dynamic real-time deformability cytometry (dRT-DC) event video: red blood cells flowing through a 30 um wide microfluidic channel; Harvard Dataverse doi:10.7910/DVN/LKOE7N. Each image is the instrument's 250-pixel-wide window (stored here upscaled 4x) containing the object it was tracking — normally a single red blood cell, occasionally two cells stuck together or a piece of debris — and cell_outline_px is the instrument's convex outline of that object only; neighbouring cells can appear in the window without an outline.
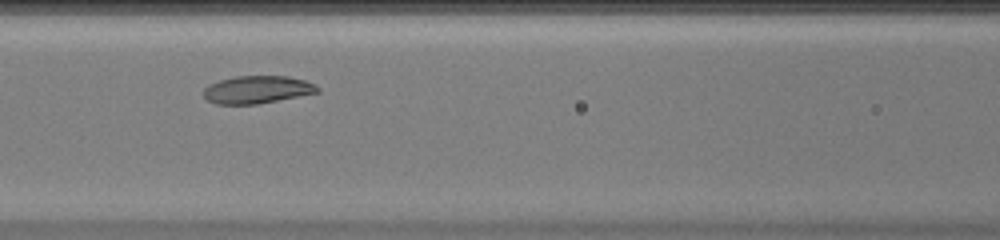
{"species": "common noctule bat (a hibernating species)", "species_latin": "Nyctalus noctula", "temperature_condition": "warm", "stored_images_in_passage": 33, "camera_frame_rate_fps": 3000, "um_per_image_px": 0.085, "animal": {"sex": "female", "body_mass_g": 20.0, "forearm_length_mm": 54.0}, "frame": {"image": 1, "passage_image": 10, "time_ms": 3.0, "image_size_px": [1000, 240], "cell_outline_px": [[320, 92], [256, 104], [216, 104], [208, 100], [204, 96], [204, 88], [208, 84], [220, 80], [236, 76], [288, 76], [304, 80], [316, 84], [320, 88]], "centroid_in_image_um": [21.87, 7.61], "position_along_channel_um": 144.7, "area_um2": 18.32}}
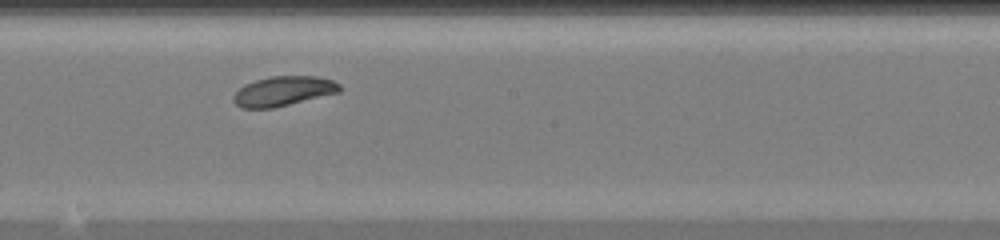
{"frame": {"image": 2, "passage_image": 16, "time_ms": 5.0, "image_size_px": [1000, 240], "cell_outline_px": [[340, 92], [272, 108], [240, 108], [232, 100], [232, 96], [244, 84], [268, 76], [320, 76], [332, 80], [340, 84]], "centroid_in_image_um": [24.06, 7.74], "position_along_channel_um": 224.1, "area_um2": 18.38}}
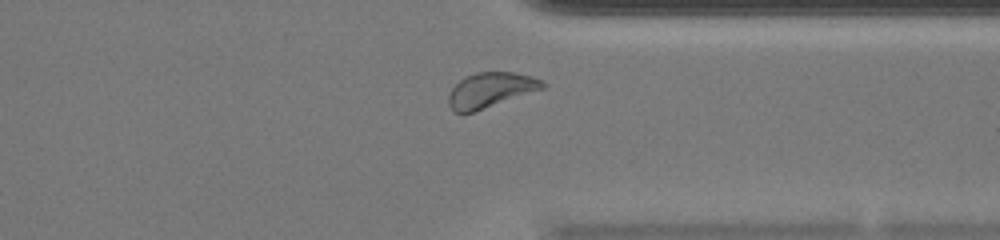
{"frame": {"image": 3, "passage_image": 27, "time_ms": 8.667, "image_size_px": [1000, 240], "cell_outline_px": [[548, 84], [544, 88], [472, 112], [452, 112], [448, 104], [448, 96], [452, 88], [464, 76], [476, 72], [512, 72], [544, 80]], "centroid_in_image_um": [41.68, 7.64], "position_along_channel_um": 369.7, "area_um2": 18.96}, "authors_computed_cell_mechanics": {"area_um2": 18.5538, "velocity_mm_per_s": 3.9795, "shape_relaxation_time_tau1_ms": 4.4025, "shape_relaxation_time_tau2_ms": null, "deformation_change_tau1": 0.1038, "deformation_change_tau2": null}}